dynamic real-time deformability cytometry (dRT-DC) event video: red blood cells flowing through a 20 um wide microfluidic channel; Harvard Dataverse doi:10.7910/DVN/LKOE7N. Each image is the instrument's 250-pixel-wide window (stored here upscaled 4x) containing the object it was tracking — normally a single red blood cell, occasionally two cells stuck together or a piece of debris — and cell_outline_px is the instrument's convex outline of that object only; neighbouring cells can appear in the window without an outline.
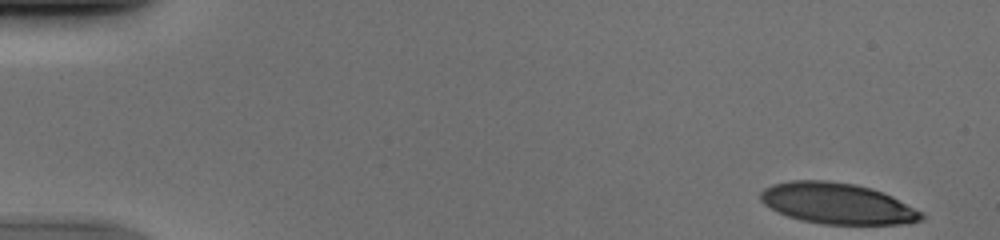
{"species": "human", "species_latin": "Homo sapiens", "temperature_condition": "cold", "stored_images_in_passage": 50, "camera_frame_rate_fps": 3000, "um_per_image_px": 0.085, "donor": {"sex": "male"}, "frame": {"image": 1, "passage_image": 1, "time_ms": 0.0, "image_size_px": [1000, 240], "cell_outline_px": [[924, 220], [900, 224], [824, 224], [800, 220], [788, 216], [764, 204], [760, 200], [760, 192], [764, 188], [772, 184], [792, 180], [828, 180], [856, 184], [872, 188], [892, 196], [924, 212]], "centroid_in_image_um": [71.19, 17.29], "position_along_channel_um": 13.8, "area_um2": 38.55}}
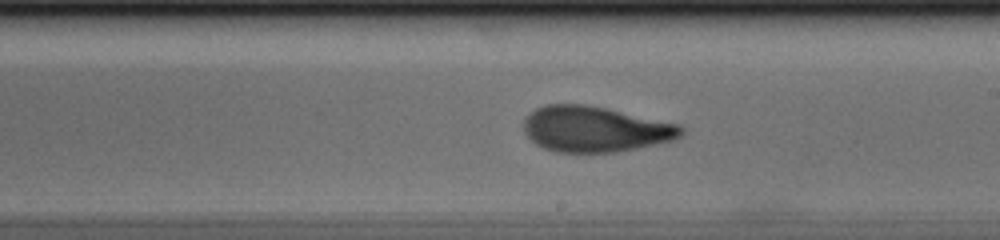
{"frame": {"image": 2, "passage_image": 29, "time_ms": 9.333, "image_size_px": [1000, 240], "cell_outline_px": [[684, 132], [680, 136], [672, 140], [636, 148], [616, 152], [556, 152], [544, 148], [536, 144], [524, 132], [524, 116], [536, 108], [544, 104], [584, 104], [604, 108], [680, 124], [684, 128]], "centroid_in_image_um": [50.55, 10.97], "position_along_channel_um": 238.5, "area_um2": 41.73}}
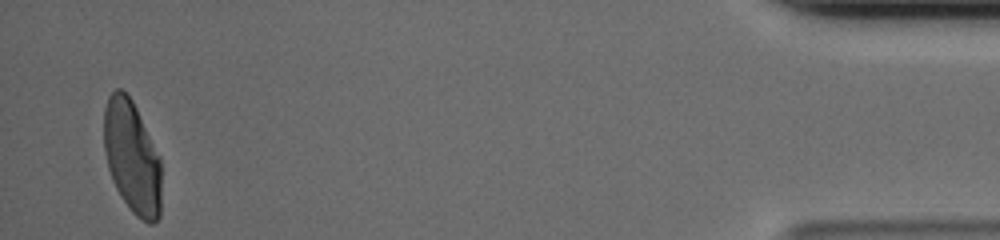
{"frame": {"image": 3, "passage_image": 49, "time_ms": 16.0, "image_size_px": [1000, 240], "cell_outline_px": [[160, 216], [152, 224], [148, 224], [136, 216], [132, 212], [120, 196], [112, 180], [108, 168], [104, 148], [104, 108], [108, 96], [116, 88], [120, 88], [132, 100], [160, 156]], "centroid_in_image_um": [11.21, 13.37], "position_along_channel_um": 424.0, "area_um2": 37.74}}